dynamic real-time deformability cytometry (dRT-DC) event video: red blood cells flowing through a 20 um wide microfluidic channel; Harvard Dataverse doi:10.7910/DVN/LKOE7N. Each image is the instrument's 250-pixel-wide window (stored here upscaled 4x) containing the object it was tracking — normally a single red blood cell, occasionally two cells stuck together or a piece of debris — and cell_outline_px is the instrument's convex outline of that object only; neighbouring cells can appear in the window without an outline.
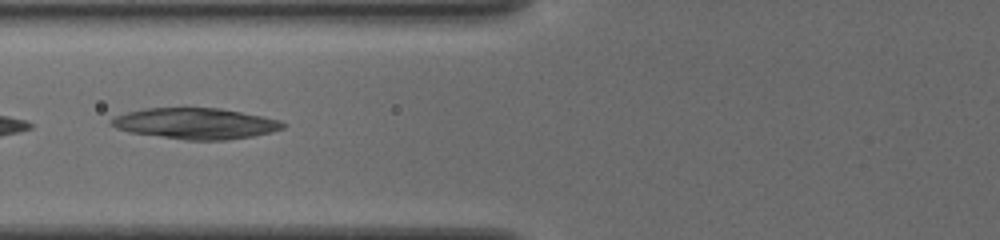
{"species": "common noctule bat (a hibernating species)", "species_latin": "Nyctalus noctula", "temperature_condition": "cold", "stored_images_in_passage": 5, "camera_frame_rate_fps": 3000, "um_per_image_px": 0.085, "animal": {"sex": "female", "body_mass_g": 19.5, "forearm_length_mm": 54.1}, "frame": {"image": 1, "passage_image": 3, "time_ms": 0.667, "image_size_px": [1000, 240], "cell_outline_px": [[288, 124], [284, 128], [272, 132], [252, 136], [228, 140], [188, 140], [128, 132], [116, 128], [108, 124], [116, 116], [128, 112], [144, 108], [220, 108], [280, 120]], "centroid_in_image_um": [16.63, 10.5], "position_along_channel_um": 109.2, "area_um2": 30.87}}